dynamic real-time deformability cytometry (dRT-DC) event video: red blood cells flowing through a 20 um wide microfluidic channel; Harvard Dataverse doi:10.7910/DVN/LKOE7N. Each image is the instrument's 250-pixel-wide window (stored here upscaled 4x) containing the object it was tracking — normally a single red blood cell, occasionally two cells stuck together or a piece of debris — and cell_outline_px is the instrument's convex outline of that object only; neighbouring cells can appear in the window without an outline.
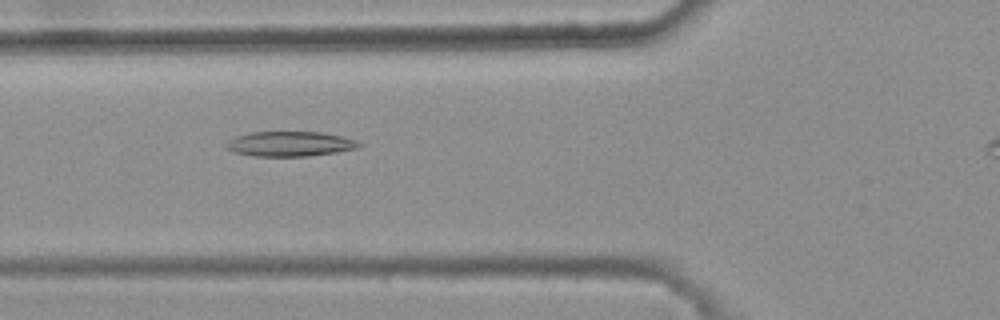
{"species": "common noctule bat (a hibernating species)", "species_latin": "Nyctalus noctula", "temperature_condition": "warm", "stored_images_in_passage": 36, "camera_frame_rate_fps": 3000, "um_per_image_px": 0.085, "animal": {"sex": "female", "body_mass_g": 25.1}, "frame": {"image": 1, "passage_image": 6, "time_ms": 1.667, "image_size_px": [1000, 320], "cell_outline_px": [[364, 144], [360, 148], [336, 152], [308, 156], [252, 156], [236, 152], [228, 148], [224, 144], [228, 140], [236, 136], [252, 132], [320, 132], [340, 136], [356, 140]], "centroid_in_image_um": [24.68, 12.23], "position_along_channel_um": 101.1, "area_um2": 19.25}}
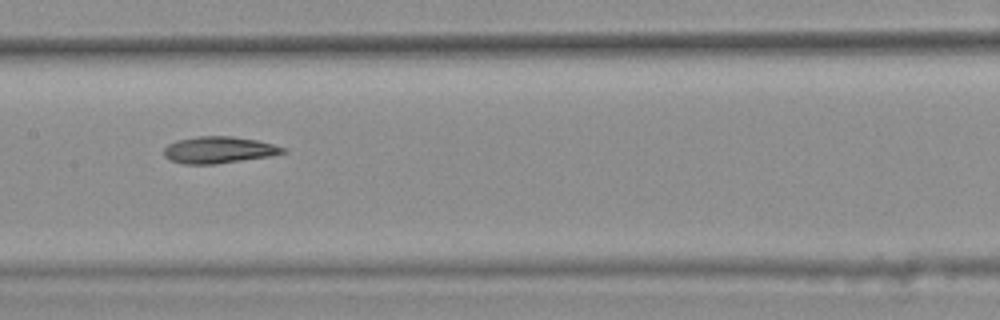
{"frame": {"image": 2, "passage_image": 13, "time_ms": 4.0, "image_size_px": [1000, 320], "cell_outline_px": [[288, 152], [268, 156], [216, 164], [184, 164], [168, 160], [164, 156], [164, 148], [168, 144], [176, 140], [196, 136], [232, 136], [256, 140], [272, 144], [284, 148]], "centroid_in_image_um": [18.54, 12.74], "position_along_channel_um": 188.9, "area_um2": 18.5}}
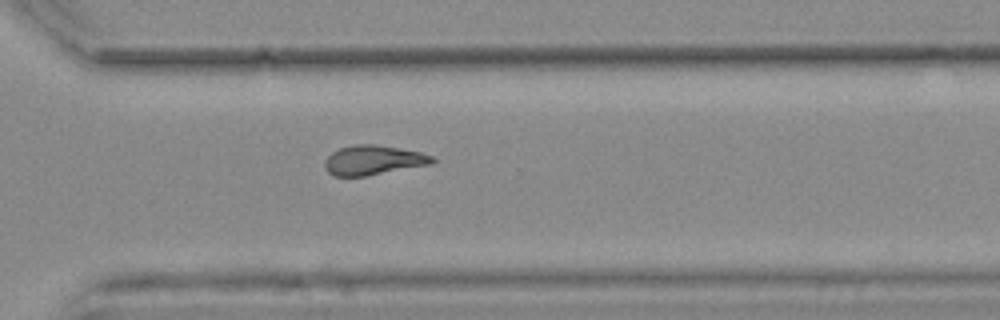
{"frame": {"image": 3, "passage_image": 25, "time_ms": 8.0, "image_size_px": [1000, 320], "cell_outline_px": [[436, 160], [432, 164], [364, 176], [332, 176], [324, 168], [324, 160], [332, 152], [340, 148], [352, 144], [376, 144], [400, 148], [420, 152], [432, 156]], "centroid_in_image_um": [31.7, 13.6], "position_along_channel_um": 338.9, "area_um2": 18.61}, "authors_computed_cell_mechanics": {"area_um2": 18.6116, "velocity_mm_per_s": 3.7495, "shape_relaxation_time_tau1_ms": null, "shape_relaxation_time_tau2_ms": 7.7644, "deformation_change_tau1": null, "deformation_change_tau2": 0.1869}}